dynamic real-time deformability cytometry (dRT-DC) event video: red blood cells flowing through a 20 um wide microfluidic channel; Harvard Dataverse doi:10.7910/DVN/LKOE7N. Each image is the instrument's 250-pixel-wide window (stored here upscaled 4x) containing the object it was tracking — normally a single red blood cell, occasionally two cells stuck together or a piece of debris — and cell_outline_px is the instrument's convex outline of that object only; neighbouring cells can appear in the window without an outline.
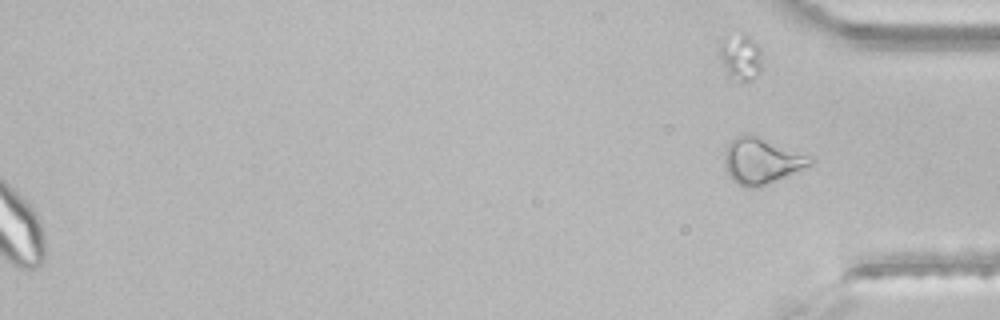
{"species": "common noctule bat (a hibernating species)", "species_latin": "Nyctalus noctula", "temperature_condition": "room temperature", "stored_images_in_passage": 35, "segment_of_instrument_passage": [2, 2], "camera_frame_rate_fps": 3000, "um_per_image_px": 0.085, "animal": {"sex": "male", "body_mass_g": 21.5, "forearm_length_mm": 52.0}, "frame": {"image": 1, "passage_image": 35, "time_ms": 11.333, "image_size_px": [1000, 320], "cell_outline_px": [[816, 160], [812, 164], [776, 180], [752, 188], [748, 188], [732, 180], [724, 168], [724, 152], [728, 144], [736, 136], [744, 132], [752, 132], [812, 156]], "centroid_in_image_um": [64.72, 13.6], "position_along_channel_um": 370.5, "area_um2": 23.35}}